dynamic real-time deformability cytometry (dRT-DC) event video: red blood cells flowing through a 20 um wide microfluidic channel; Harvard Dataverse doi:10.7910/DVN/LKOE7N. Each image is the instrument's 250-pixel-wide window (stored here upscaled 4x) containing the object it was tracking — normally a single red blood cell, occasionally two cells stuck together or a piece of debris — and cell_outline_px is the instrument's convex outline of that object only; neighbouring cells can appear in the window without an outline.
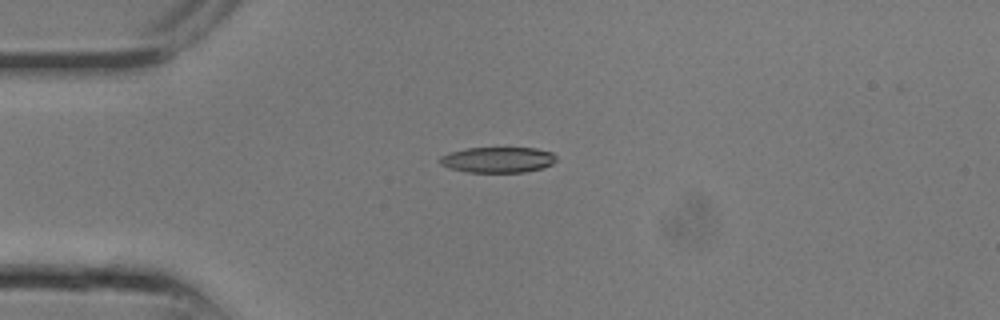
{"species": "common noctule bat (a hibernating species)", "species_latin": "Nyctalus noctula", "temperature_condition": "room temperature", "stored_images_in_passage": 17, "camera_frame_rate_fps": 3000, "um_per_image_px": 0.085, "animal": {"sex": "male", "body_mass_g": 13.3}, "frame": {"image": 1, "passage_image": 7, "time_ms": 2.0, "image_size_px": [1000, 320], "cell_outline_px": [[556, 160], [552, 164], [544, 168], [524, 172], [468, 172], [448, 168], [440, 164], [440, 156], [448, 152], [464, 148], [536, 148], [552, 152], [556, 156]], "centroid_in_image_um": [42.3, 13.58], "position_along_channel_um": 42.7, "area_um2": 17.57}}
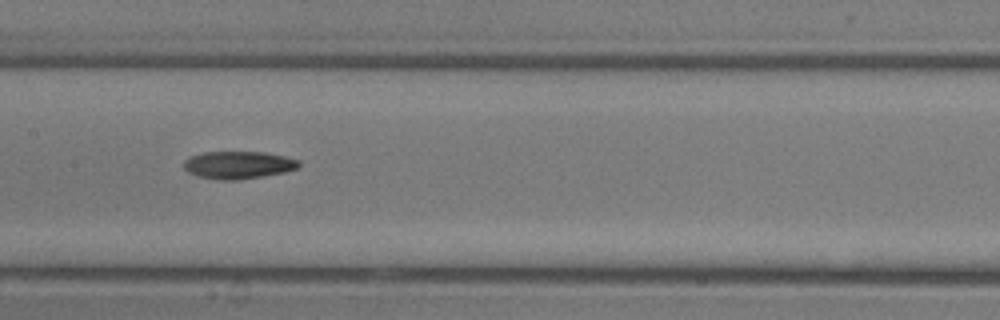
{"frame": {"image": 2, "passage_image": 13, "time_ms": 4.0, "image_size_px": [1000, 320], "cell_outline_px": [[300, 168], [284, 172], [240, 180], [220, 180], [196, 176], [188, 172], [184, 168], [184, 160], [192, 156], [204, 152], [264, 152], [284, 156], [300, 160]], "centroid_in_image_um": [20.27, 14.03], "position_along_channel_um": 187.1, "area_um2": 18.55}}
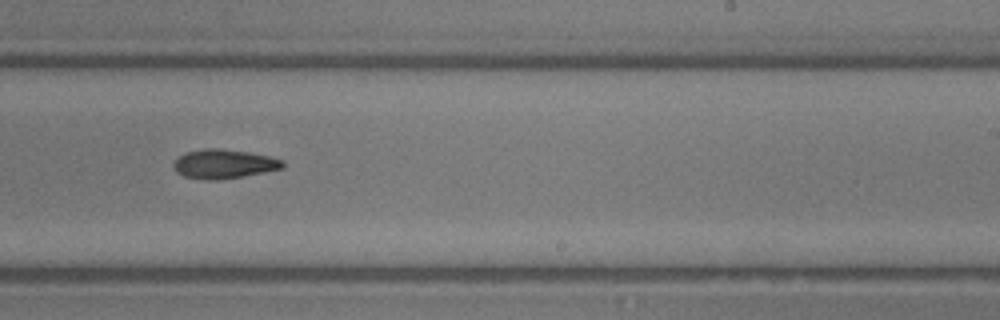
{"frame": {"image": 3, "passage_image": 16, "time_ms": 5.0, "image_size_px": [1000, 320], "cell_outline_px": [[284, 168], [264, 172], [216, 180], [204, 180], [184, 176], [176, 172], [172, 168], [172, 164], [184, 152], [204, 148], [220, 148], [248, 152], [268, 156], [284, 160]], "centroid_in_image_um": [18.99, 13.93], "position_along_channel_um": 270.0, "area_um2": 18.55}}